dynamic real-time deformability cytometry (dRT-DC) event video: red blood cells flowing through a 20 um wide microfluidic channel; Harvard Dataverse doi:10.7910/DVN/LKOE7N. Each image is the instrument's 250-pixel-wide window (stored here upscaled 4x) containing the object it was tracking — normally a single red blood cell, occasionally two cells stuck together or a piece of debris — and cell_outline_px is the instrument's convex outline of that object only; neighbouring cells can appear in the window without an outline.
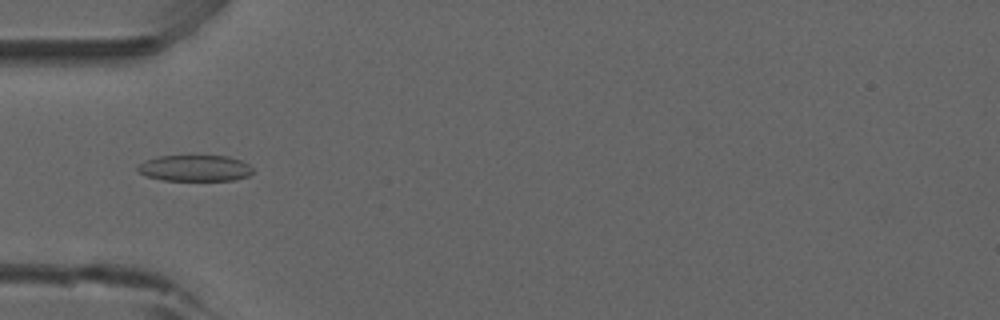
{"species": "common noctule bat (a hibernating species)", "species_latin": "Nyctalus noctula", "temperature_condition": "room temperature", "stored_images_in_passage": 46, "camera_frame_rate_fps": 3000, "um_per_image_px": 0.085, "animal": {"sex": "male", "forearm_length_mm": 52.5}, "frame": {"image": 1, "passage_image": 10, "time_ms": 3.0, "image_size_px": [1000, 320], "cell_outline_px": [[252, 172], [248, 176], [236, 180], [164, 180], [148, 176], [140, 172], [136, 168], [140, 164], [148, 160], [160, 156], [228, 156], [240, 160], [248, 164], [252, 168]], "centroid_in_image_um": [16.61, 14.29], "position_along_channel_um": 68.4, "area_um2": 17.28}}
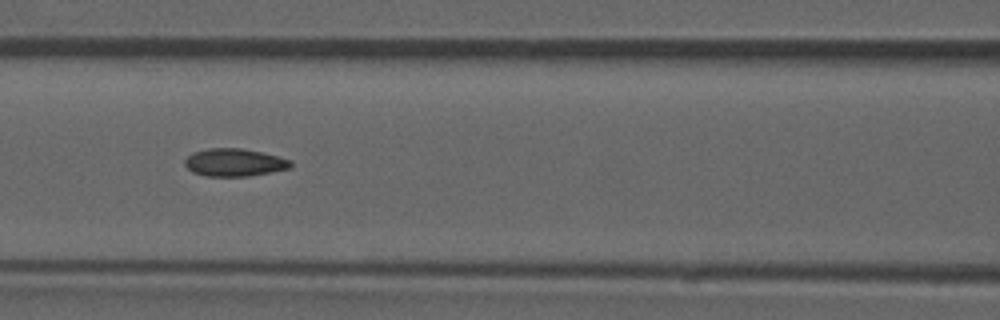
{"frame": {"image": 2, "passage_image": 16, "time_ms": 5.0, "image_size_px": [1000, 320], "cell_outline_px": [[292, 164], [288, 168], [248, 176], [204, 176], [192, 172], [184, 164], [184, 160], [192, 152], [208, 148], [240, 148], [260, 152], [292, 160]], "centroid_in_image_um": [19.86, 13.8], "position_along_channel_um": 146.7, "area_um2": 16.94}}
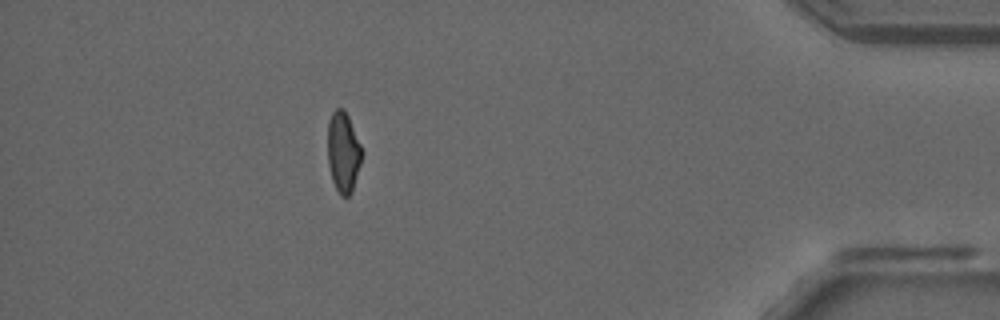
{"frame": {"image": 3, "passage_image": 40, "time_ms": 13.0, "image_size_px": [1000, 320], "cell_outline_px": [[364, 152], [352, 192], [348, 196], [340, 196], [332, 180], [328, 164], [328, 120], [332, 112], [336, 108], [344, 108], [348, 116]], "centroid_in_image_um": [29.18, 12.92], "position_along_channel_um": 406.0, "area_um2": 16.18}, "authors_computed_cell_mechanics": {"area_um2": 16.9065, "velocity_mm_per_s": 3.8731, "shape_relaxation_time_tau1_ms": null, "shape_relaxation_time_tau2_ms": 2.5011, "deformation_change_tau1": null, "deformation_change_tau2": 0.0724}}